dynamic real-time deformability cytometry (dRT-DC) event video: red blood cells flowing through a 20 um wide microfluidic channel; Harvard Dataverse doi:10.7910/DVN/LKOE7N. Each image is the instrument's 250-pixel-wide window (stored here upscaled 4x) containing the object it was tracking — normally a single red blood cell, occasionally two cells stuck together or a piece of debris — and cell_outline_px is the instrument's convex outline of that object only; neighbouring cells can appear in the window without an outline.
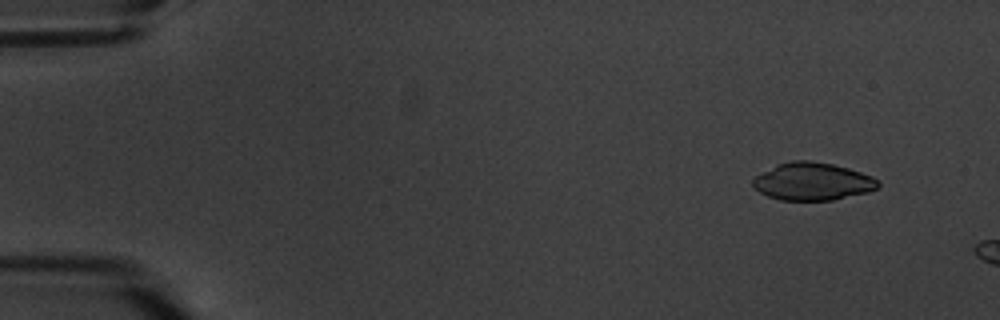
{"species": "common noctule bat (a hibernating species)", "species_latin": "Nyctalus noctula", "temperature_condition": "warm", "stored_images_in_passage": 3, "camera_frame_rate_fps": 3000, "um_per_image_px": 0.085, "animal": {"sex": "male", "body_mass_g": 20.1, "forearm_length_mm": 53.5}, "frame": {"image": 1, "passage_image": 1, "time_ms": 0.0, "image_size_px": [1000, 320], "cell_outline_px": [[880, 184], [876, 188], [868, 192], [832, 200], [780, 200], [768, 196], [760, 192], [752, 184], [752, 180], [756, 176], [776, 164], [792, 160], [808, 160], [832, 164], [848, 168], [872, 176]], "centroid_in_image_um": [69.05, 15.42], "position_along_channel_um": 16.0, "area_um2": 27.28}}